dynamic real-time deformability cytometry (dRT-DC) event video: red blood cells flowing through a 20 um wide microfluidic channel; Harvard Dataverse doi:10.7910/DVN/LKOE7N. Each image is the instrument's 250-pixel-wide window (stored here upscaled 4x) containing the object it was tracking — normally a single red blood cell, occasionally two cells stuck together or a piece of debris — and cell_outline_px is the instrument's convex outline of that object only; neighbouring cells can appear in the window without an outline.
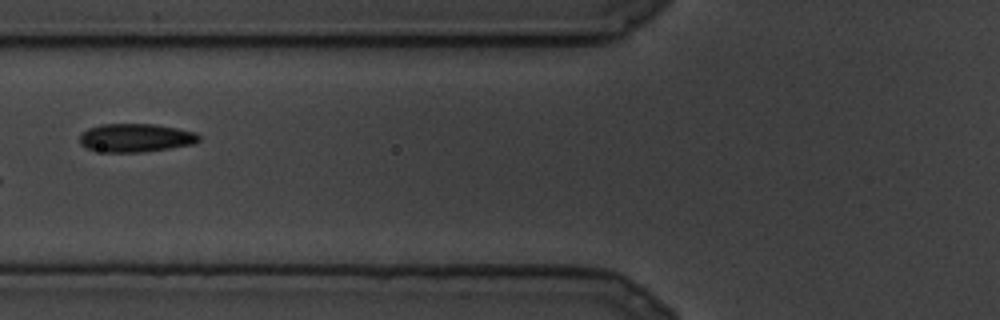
{"species": "common noctule bat (a hibernating species)", "species_latin": "Nyctalus noctula", "temperature_condition": "cold", "stored_images_in_passage": 6, "camera_frame_rate_fps": 3000, "um_per_image_px": 0.085, "animal": {"sex": "male", "body_mass_g": 19.5, "forearm_length_mm": 54.6}, "frame": {"image": 1, "passage_image": 3, "time_ms": 0.667, "image_size_px": [1000, 320], "cell_outline_px": [[200, 140], [196, 144], [144, 152], [104, 152], [88, 148], [80, 144], [80, 136], [88, 128], [100, 124], [156, 124], [196, 132], [200, 136]], "centroid_in_image_um": [11.57, 11.71], "position_along_channel_um": 114.2, "area_um2": 19.83}}
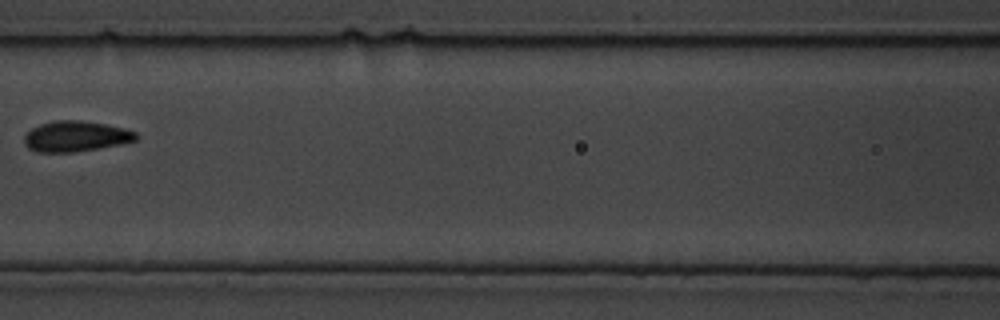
{"frame": {"image": 2, "passage_image": 5, "time_ms": 1.333, "image_size_px": [1000, 320], "cell_outline_px": [[140, 136], [136, 140], [120, 144], [72, 152], [36, 152], [28, 148], [24, 144], [24, 136], [32, 128], [40, 124], [56, 120], [80, 120], [104, 124], [124, 128], [136, 132]], "centroid_in_image_um": [6.42, 11.58], "position_along_channel_um": 160.2, "area_um2": 19.83}}